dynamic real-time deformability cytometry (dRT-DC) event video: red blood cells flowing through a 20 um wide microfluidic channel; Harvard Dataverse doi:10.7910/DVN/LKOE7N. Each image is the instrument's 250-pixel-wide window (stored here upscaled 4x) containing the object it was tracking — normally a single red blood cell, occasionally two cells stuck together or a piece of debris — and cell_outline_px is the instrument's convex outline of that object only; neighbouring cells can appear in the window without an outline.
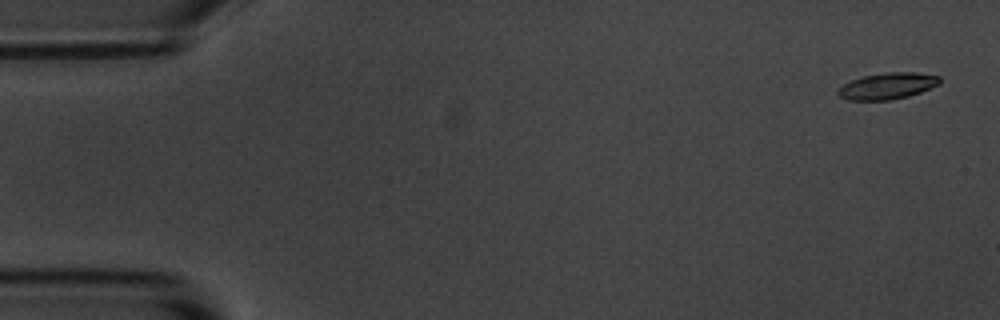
{"species": "common noctule bat (a hibernating species)", "species_latin": "Nyctalus noctula", "temperature_condition": "room temperature", "stored_images_in_passage": 56, "camera_frame_rate_fps": 3000, "um_per_image_px": 0.085, "animal": {"sex": "male", "body_mass_g": 20.1, "forearm_length_mm": 53.5}, "frame": {"image": 1, "passage_image": 2, "time_ms": 0.333, "image_size_px": [1000, 320], "cell_outline_px": [[940, 84], [920, 92], [908, 96], [892, 100], [848, 100], [840, 96], [836, 92], [844, 84], [852, 80], [864, 76], [888, 72], [916, 72], [940, 76]], "centroid_in_image_um": [75.46, 7.31], "position_along_channel_um": 9.5, "area_um2": 15.55}}
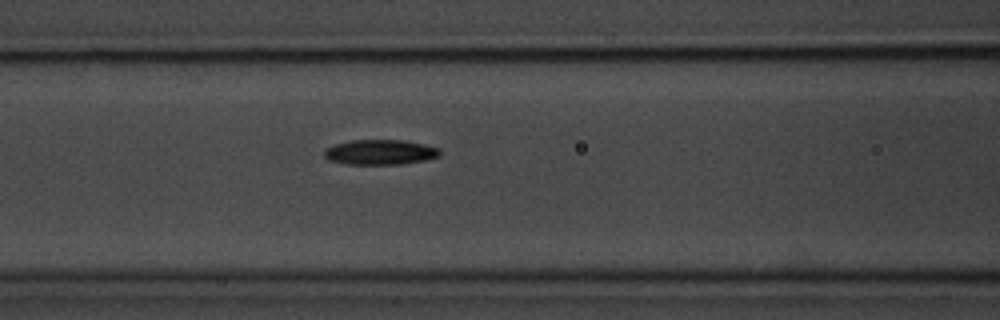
{"frame": {"image": 2, "passage_image": 23, "time_ms": 7.333, "image_size_px": [1000, 320], "cell_outline_px": [[440, 156], [424, 160], [400, 164], [348, 164], [328, 160], [324, 156], [324, 148], [332, 144], [352, 140], [404, 140], [424, 144], [440, 148]], "centroid_in_image_um": [32.28, 12.92], "position_along_channel_um": 134.3, "area_um2": 16.99}}
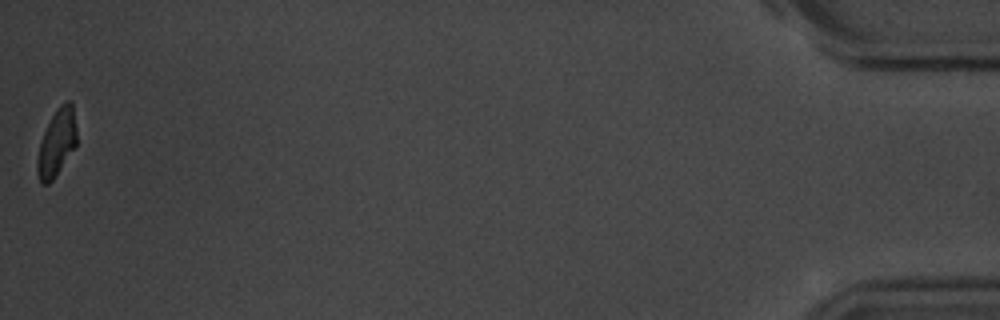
{"frame": {"image": 3, "passage_image": 56, "time_ms": 18.333, "image_size_px": [1000, 320], "cell_outline_px": [[76, 144], [52, 180], [48, 184], [40, 184], [36, 172], [36, 160], [40, 144], [44, 132], [56, 108], [64, 100], [72, 100], [76, 128]], "centroid_in_image_um": [4.8, 12.11], "position_along_channel_um": 430.4, "area_um2": 15.26}, "authors_computed_cell_mechanics": {"area_um2": 16.184, "velocity_mm_per_s": 3.5788, "shape_relaxation_time_tau1_ms": 2.5737, "shape_relaxation_time_tau2_ms": null, "deformation_change_tau1": 0.1499, "deformation_change_tau2": null}}